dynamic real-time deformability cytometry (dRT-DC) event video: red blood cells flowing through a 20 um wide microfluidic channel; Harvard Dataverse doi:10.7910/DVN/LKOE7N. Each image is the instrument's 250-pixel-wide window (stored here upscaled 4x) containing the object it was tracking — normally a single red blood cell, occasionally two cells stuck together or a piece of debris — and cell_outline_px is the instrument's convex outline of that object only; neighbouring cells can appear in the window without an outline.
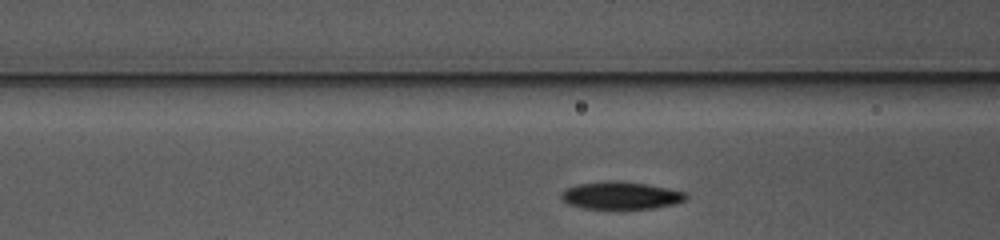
{"species": "common noctule bat (a hibernating species)", "species_latin": "Nyctalus noctula", "temperature_condition": "warm", "stored_images_in_passage": 23, "camera_frame_rate_fps": 3000, "um_per_image_px": 0.085, "animal": {"sex": "female", "body_mass_g": 10.0, "forearm_length_mm": 53.1}, "frame": {"image": 1, "passage_image": 4, "time_ms": 1.0, "image_size_px": [1000, 240], "cell_outline_px": [[688, 196], [684, 200], [672, 204], [656, 208], [584, 208], [568, 204], [560, 196], [560, 192], [576, 184], [616, 180], [644, 184], [688, 192]], "centroid_in_image_um": [52.76, 16.61], "position_along_channel_um": 113.8, "area_um2": 19.71}}
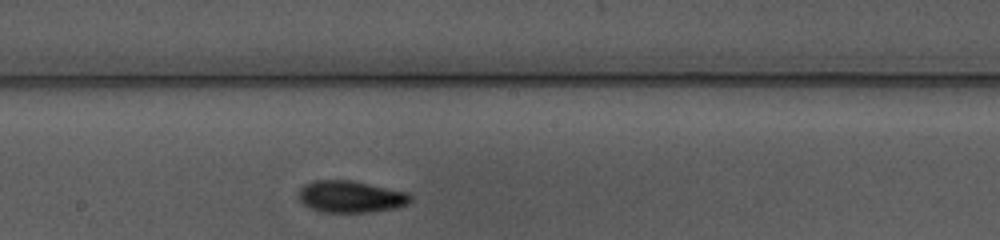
{"frame": {"image": 2, "passage_image": 12, "time_ms": 3.667, "image_size_px": [1000, 240], "cell_outline_px": [[412, 200], [408, 204], [396, 208], [372, 212], [324, 212], [312, 208], [304, 204], [300, 200], [300, 188], [304, 184], [316, 180], [352, 180], [408, 192], [412, 196]], "centroid_in_image_um": [29.86, 16.71], "position_along_channel_um": 218.3, "area_um2": 20.75}}
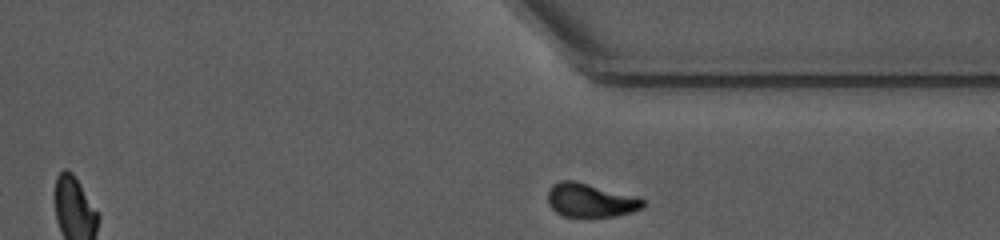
{"frame": {"image": 3, "passage_image": 23, "time_ms": 7.333, "image_size_px": [1000, 240], "cell_outline_px": [[644, 204], [640, 208], [632, 212], [616, 216], [564, 216], [556, 212], [548, 204], [548, 192], [552, 184], [560, 180], [576, 180], [636, 196], [644, 200]], "centroid_in_image_um": [50.16, 17.0], "position_along_channel_um": 361.2, "area_um2": 18.67}}